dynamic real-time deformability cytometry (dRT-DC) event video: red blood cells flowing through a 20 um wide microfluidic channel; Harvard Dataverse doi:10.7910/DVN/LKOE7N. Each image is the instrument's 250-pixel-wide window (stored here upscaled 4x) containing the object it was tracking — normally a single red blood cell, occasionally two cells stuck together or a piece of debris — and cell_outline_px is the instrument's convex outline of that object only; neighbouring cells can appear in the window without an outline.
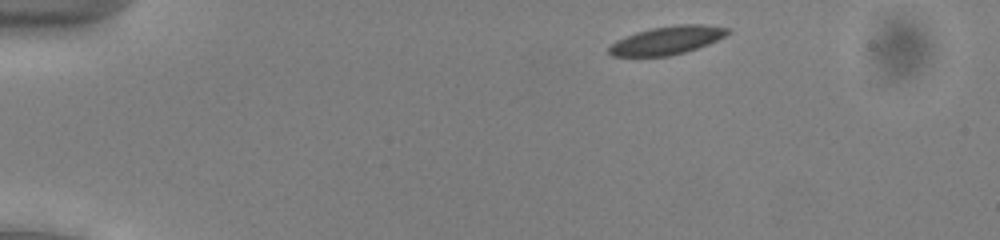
{"species": "common noctule bat (a hibernating species)", "species_latin": "Nyctalus noctula", "temperature_condition": "cold", "stored_images_in_passage": 46, "camera_frame_rate_fps": 3000, "um_per_image_px": 0.085, "animal": {"sex": "male", "body_mass_g": 13.0, "forearm_length_mm": 53.1}, "frame": {"image": 1, "passage_image": 2, "time_ms": 0.333, "image_size_px": [1000, 240], "cell_outline_px": [[732, 32], [708, 44], [684, 52], [668, 56], [612, 56], [608, 52], [608, 48], [616, 40], [636, 32], [652, 28], [680, 24], [700, 24], [728, 28]], "centroid_in_image_um": [56.69, 3.42], "position_along_channel_um": 28.3, "area_um2": 19.31}}
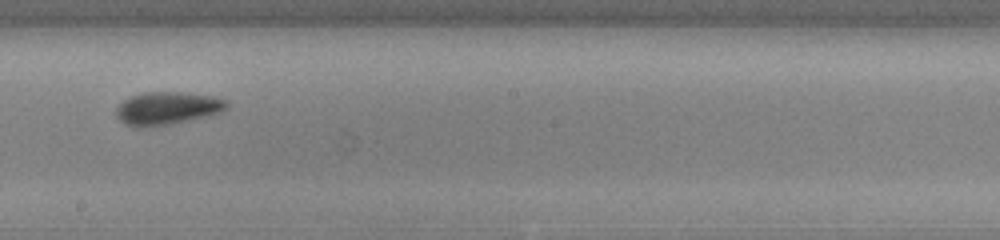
{"frame": {"image": 2, "passage_image": 24, "time_ms": 7.667, "image_size_px": [1000, 240], "cell_outline_px": [[228, 108], [212, 116], [172, 124], [128, 124], [120, 120], [116, 116], [116, 108], [128, 96], [144, 92], [180, 92], [212, 96], [228, 100]], "centroid_in_image_um": [14.3, 9.16], "position_along_channel_um": 233.9, "area_um2": 20.81}}
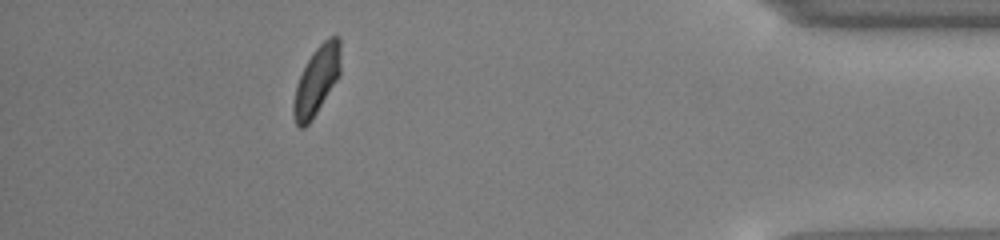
{"frame": {"image": 3, "passage_image": 41, "time_ms": 13.333, "image_size_px": [1000, 240], "cell_outline_px": [[340, 76], [312, 120], [304, 128], [300, 128], [296, 124], [292, 112], [292, 104], [296, 84], [312, 52], [328, 36], [340, 36]], "centroid_in_image_um": [26.92, 6.86], "position_along_channel_um": 408.3, "area_um2": 18.96}, "authors_computed_cell_mechanics": {"area_um2": 19.5653, "velocity_mm_per_s": 3.8763, "shape_relaxation_time_tau1_ms": 1.5252, "shape_relaxation_time_tau2_ms": 2.4364, "deformation_change_tau1": 0.1005, "deformation_change_tau2": 0.0882}}